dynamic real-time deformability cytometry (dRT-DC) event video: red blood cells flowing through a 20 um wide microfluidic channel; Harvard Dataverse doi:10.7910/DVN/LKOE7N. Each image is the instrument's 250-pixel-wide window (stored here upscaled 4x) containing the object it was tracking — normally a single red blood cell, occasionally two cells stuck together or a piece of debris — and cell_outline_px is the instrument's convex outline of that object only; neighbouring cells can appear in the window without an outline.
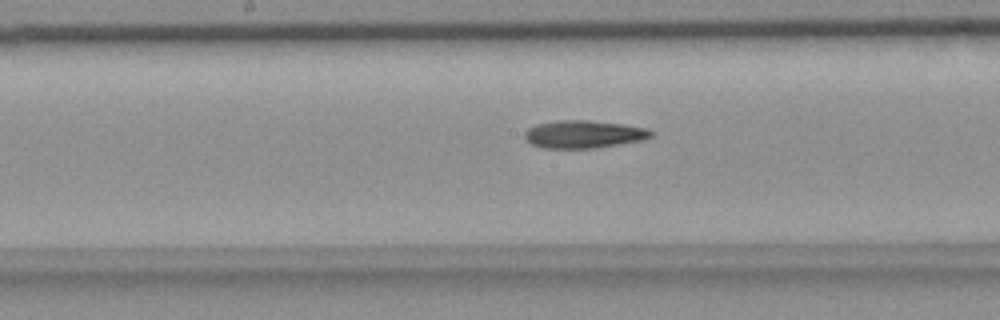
{"species": "common noctule bat (a hibernating species)", "species_latin": "Nyctalus noctula", "temperature_condition": "room temperature", "stored_images_in_passage": 39, "camera_frame_rate_fps": 3000, "um_per_image_px": 0.085, "animal": {"sex": "female", "body_mass_g": 18.4}, "frame": {"image": 1, "passage_image": 12, "time_ms": 3.667, "image_size_px": [1000, 320], "cell_outline_px": [[656, 132], [652, 136], [644, 140], [592, 148], [540, 148], [524, 140], [524, 132], [528, 128], [536, 124], [556, 120], [588, 120], [624, 124], [648, 128]], "centroid_in_image_um": [49.61, 11.4], "position_along_channel_um": 198.6, "area_um2": 20.69}}
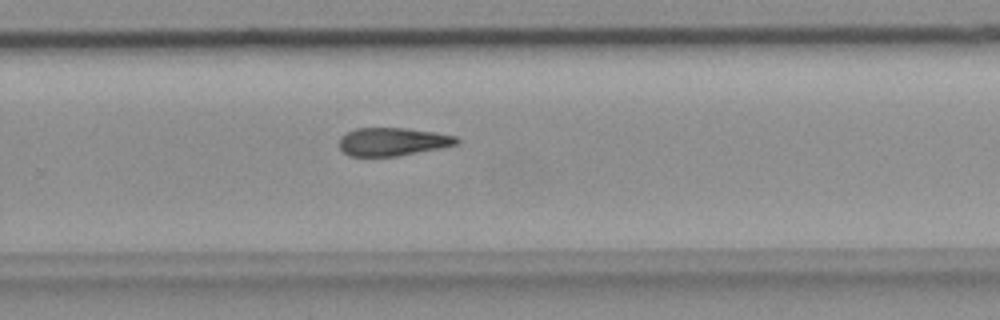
{"frame": {"image": 2, "passage_image": 20, "time_ms": 6.333, "image_size_px": [1000, 320], "cell_outline_px": [[460, 144], [440, 148], [396, 156], [348, 156], [340, 148], [340, 136], [356, 128], [408, 128], [436, 132], [456, 136], [460, 140]], "centroid_in_image_um": [33.4, 12.04], "position_along_channel_um": 296.4, "area_um2": 19.31}}
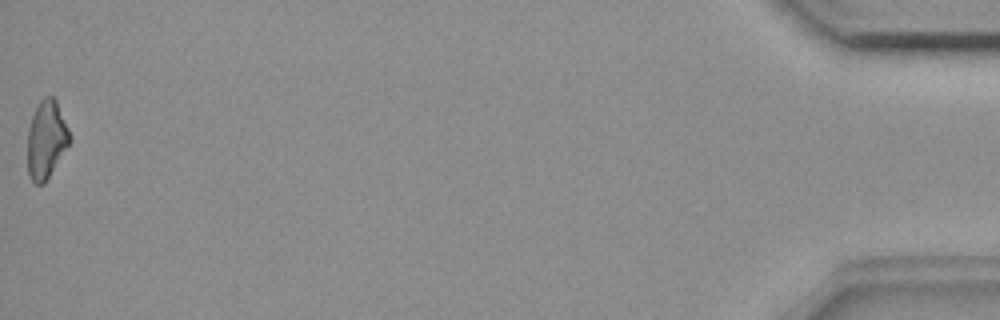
{"frame": {"image": 3, "passage_image": 39, "time_ms": 12.667, "image_size_px": [1000, 320], "cell_outline_px": [[72, 140], [44, 184], [36, 184], [32, 180], [28, 172], [28, 128], [32, 116], [40, 100], [44, 96], [52, 96], [56, 100], [72, 136]], "centroid_in_image_um": [3.96, 11.85], "position_along_channel_um": 431.2, "area_um2": 19.13}, "authors_computed_cell_mechanics": {"area_um2": 19.7676, "velocity_mm_per_s": 3.6886, "shape_relaxation_time_tau1_ms": null, "shape_relaxation_time_tau2_ms": 11.0481, "deformation_change_tau1": null, "deformation_change_tau2": 0.246}}